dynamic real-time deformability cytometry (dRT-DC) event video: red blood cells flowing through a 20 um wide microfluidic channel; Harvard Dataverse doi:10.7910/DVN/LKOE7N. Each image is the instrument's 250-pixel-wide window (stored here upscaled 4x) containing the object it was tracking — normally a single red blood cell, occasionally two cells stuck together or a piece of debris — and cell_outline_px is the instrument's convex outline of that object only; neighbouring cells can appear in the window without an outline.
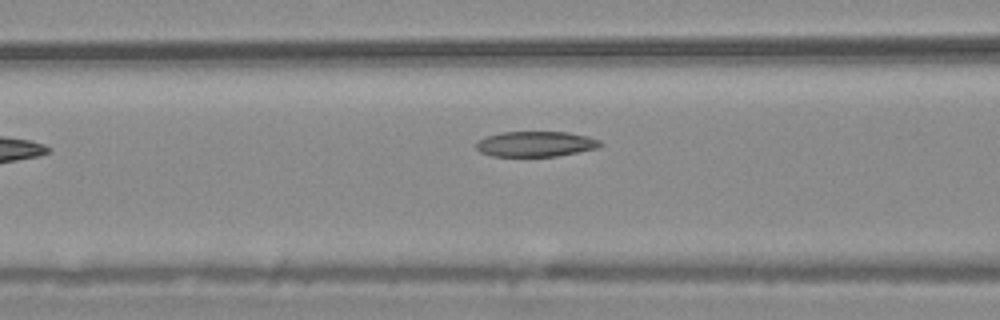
{"species": "common noctule bat (a hibernating species)", "species_latin": "Nyctalus noctula", "temperature_condition": "warm", "stored_images_in_passage": 3, "camera_frame_rate_fps": 3000, "um_per_image_px": 0.085, "animal": {"sex": "male", "body_mass_g": 20.4}, "frame": {"image": 1, "passage_image": 3, "time_ms": 0.667, "image_size_px": [1000, 320], "cell_outline_px": [[604, 144], [600, 148], [556, 156], [492, 156], [480, 152], [476, 148], [476, 140], [500, 132], [568, 132], [588, 136], [600, 140]], "centroid_in_image_um": [45.56, 12.24], "position_along_channel_um": 121.0, "area_um2": 18.5}}